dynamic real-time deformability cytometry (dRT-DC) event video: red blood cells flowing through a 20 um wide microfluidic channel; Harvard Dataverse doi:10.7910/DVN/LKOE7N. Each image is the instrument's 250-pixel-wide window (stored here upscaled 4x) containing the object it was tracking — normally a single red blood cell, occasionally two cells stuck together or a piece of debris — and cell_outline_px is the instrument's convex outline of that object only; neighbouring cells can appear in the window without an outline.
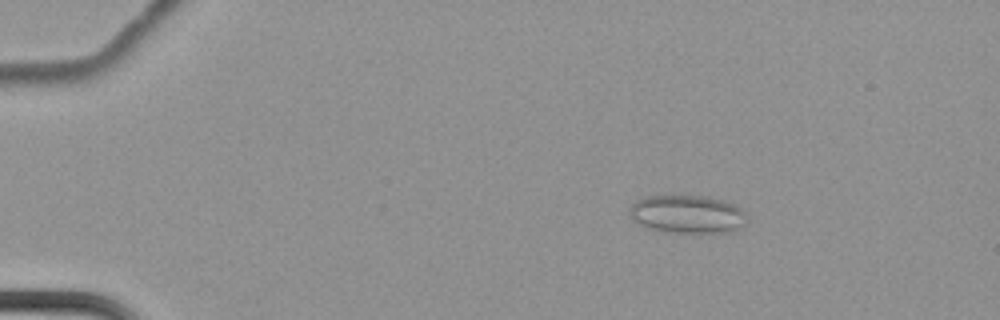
{"species": "common noctule bat (a hibernating species)", "species_latin": "Nyctalus noctula", "temperature_condition": "cold", "stored_images_in_passage": 7, "camera_frame_rate_fps": 3000, "um_per_image_px": 0.085, "animal": {"sex": "female", "body_mass_g": 22.7, "forearm_length_mm": 54.2}, "frame": {"image": 1, "passage_image": 4, "time_ms": 1.0, "image_size_px": [1000, 320], "cell_outline_px": [[748, 224], [728, 232], [664, 232], [648, 228], [632, 220], [628, 212], [628, 208], [636, 200], [644, 196], [708, 196], [728, 200], [736, 204], [748, 212]], "centroid_in_image_um": [58.48, 18.19], "position_along_channel_um": 26.5, "area_um2": 26.76}}